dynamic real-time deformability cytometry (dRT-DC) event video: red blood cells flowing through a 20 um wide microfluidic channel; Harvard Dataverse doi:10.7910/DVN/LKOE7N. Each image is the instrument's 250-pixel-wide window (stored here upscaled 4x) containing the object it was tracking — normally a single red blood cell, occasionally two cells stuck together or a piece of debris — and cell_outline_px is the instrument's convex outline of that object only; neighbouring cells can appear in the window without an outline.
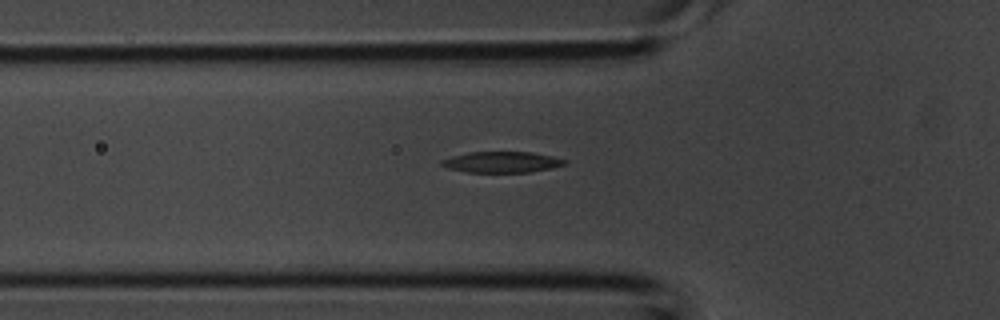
{"species": "common noctule bat (a hibernating species)", "species_latin": "Nyctalus noctula", "temperature_condition": "room temperature", "stored_images_in_passage": 30, "camera_frame_rate_fps": 3000, "um_per_image_px": 0.085, "animal": {"sex": "male", "body_mass_g": 20.1, "forearm_length_mm": 53.5}, "frame": {"image": 1, "passage_image": 9, "time_ms": 2.667, "image_size_px": [1000, 320], "cell_outline_px": [[568, 160], [564, 164], [552, 168], [528, 172], [468, 172], [448, 168], [440, 164], [440, 160], [452, 156], [468, 152], [532, 152], [552, 156]], "centroid_in_image_um": [42.64, 13.77], "position_along_channel_um": 83.2, "area_um2": 14.97}}
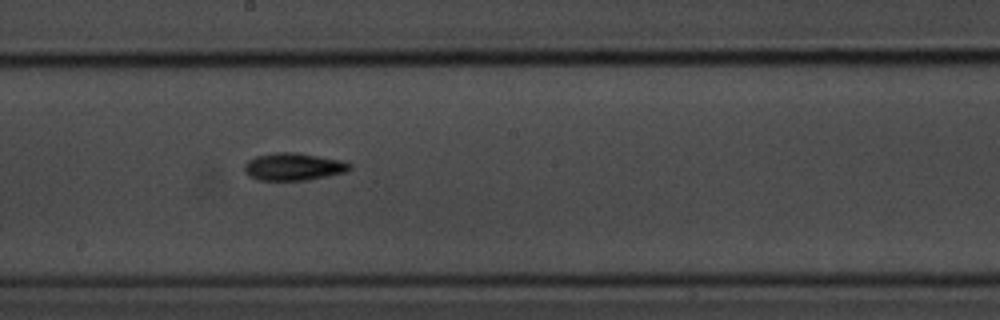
{"frame": {"image": 2, "passage_image": 17, "time_ms": 5.333, "image_size_px": [1000, 320], "cell_outline_px": [[352, 168], [348, 172], [308, 180], [260, 180], [248, 176], [244, 172], [244, 164], [248, 160], [256, 156], [276, 152], [296, 152], [344, 160], [352, 164]], "centroid_in_image_um": [24.98, 14.17], "position_along_channel_um": 223.2, "area_um2": 17.17}}
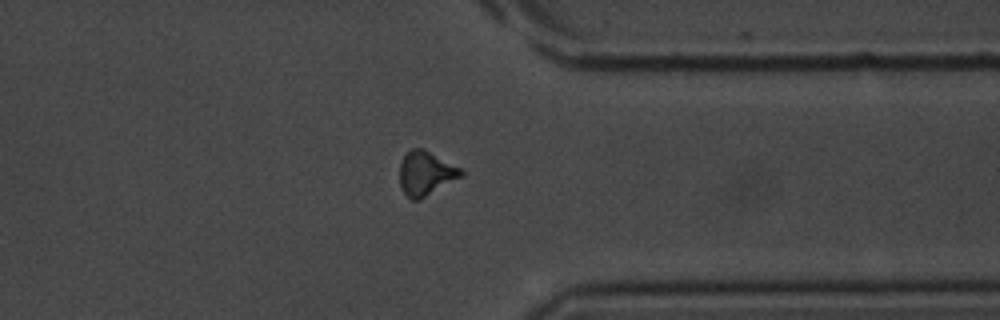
{"frame": {"image": 3, "passage_image": 26, "time_ms": 8.333, "image_size_px": [1000, 320], "cell_outline_px": [[464, 176], [420, 200], [408, 200], [400, 188], [400, 160], [412, 148], [424, 148], [460, 168], [464, 172]], "centroid_in_image_um": [36.18, 14.76], "position_along_channel_um": 375.2, "area_um2": 16.13}}